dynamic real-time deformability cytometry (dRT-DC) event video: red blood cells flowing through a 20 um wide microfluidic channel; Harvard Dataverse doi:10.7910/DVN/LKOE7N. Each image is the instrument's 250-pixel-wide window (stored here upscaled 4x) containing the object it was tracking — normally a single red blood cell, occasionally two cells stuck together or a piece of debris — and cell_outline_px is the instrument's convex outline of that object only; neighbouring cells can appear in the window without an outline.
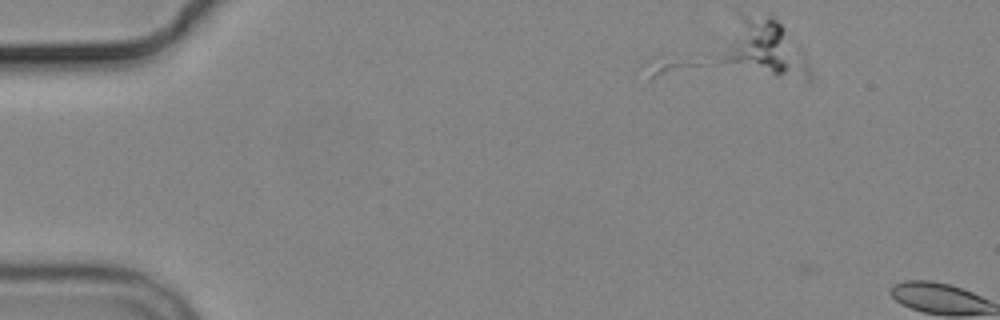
{"species": "common noctule bat (a hibernating species)", "species_latin": "Nyctalus noctula", "temperature_condition": "cold", "stored_images_in_passage": 2, "camera_frame_rate_fps": 3000, "um_per_image_px": 0.085, "animal": {"sex": "male", "body_mass_g": 19.2, "forearm_length_mm": 51.8}, "frame": {"image": 1, "passage_image": 1, "time_ms": 0.0, "image_size_px": [1000, 320], "cell_outline_px": [[816, 76], [808, 84], [720, 60], [720, 56], [740, 16], [772, 16], [784, 28]], "centroid_in_image_um": [65.12, 4.19], "position_along_channel_um": 19.9, "area_um2": 27.57}}